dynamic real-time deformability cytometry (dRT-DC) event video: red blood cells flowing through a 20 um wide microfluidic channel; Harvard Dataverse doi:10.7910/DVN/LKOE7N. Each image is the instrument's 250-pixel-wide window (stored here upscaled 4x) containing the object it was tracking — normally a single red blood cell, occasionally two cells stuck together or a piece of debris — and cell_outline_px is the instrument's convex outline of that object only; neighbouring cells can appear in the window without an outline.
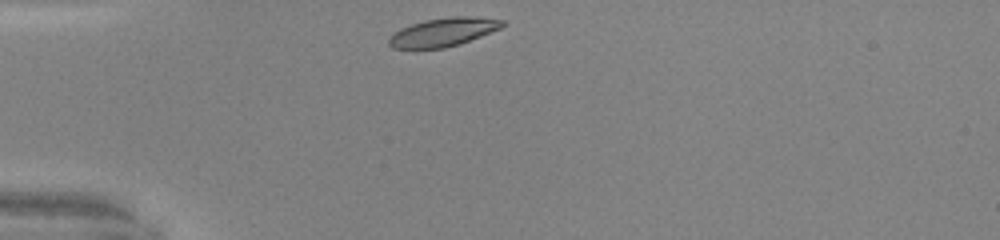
{"species": "common noctule bat (a hibernating species)", "species_latin": "Nyctalus noctula", "temperature_condition": "warm", "stored_images_in_passage": 28, "camera_frame_rate_fps": 3000, "um_per_image_px": 0.085, "animal": {"sex": "male", "body_mass_g": 20.0, "forearm_length_mm": 53.3}, "frame": {"image": 1, "passage_image": 1, "time_ms": 0.0, "image_size_px": [1000, 240], "cell_outline_px": [[504, 24], [500, 28], [460, 44], [444, 48], [392, 48], [388, 44], [388, 40], [396, 32], [412, 24], [424, 20], [452, 16], [468, 16], [504, 20]], "centroid_in_image_um": [37.68, 2.73], "position_along_channel_um": 47.3, "area_um2": 18.44}}
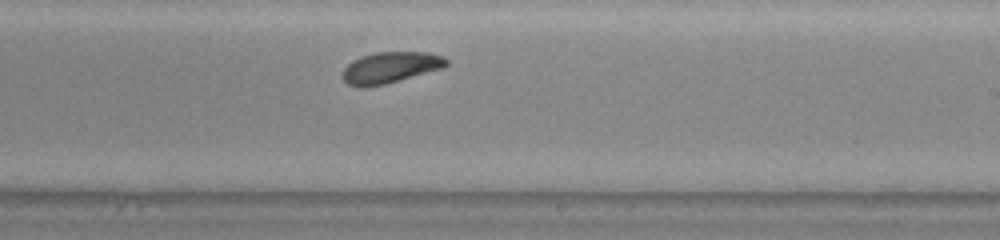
{"frame": {"image": 2, "passage_image": 18, "time_ms": 5.667, "image_size_px": [1000, 240], "cell_outline_px": [[448, 64], [444, 68], [384, 84], [348, 84], [344, 80], [344, 68], [352, 60], [360, 56], [376, 52], [428, 52], [444, 56], [448, 60]], "centroid_in_image_um": [33.27, 5.68], "position_along_channel_um": 255.7, "area_um2": 18.32}}
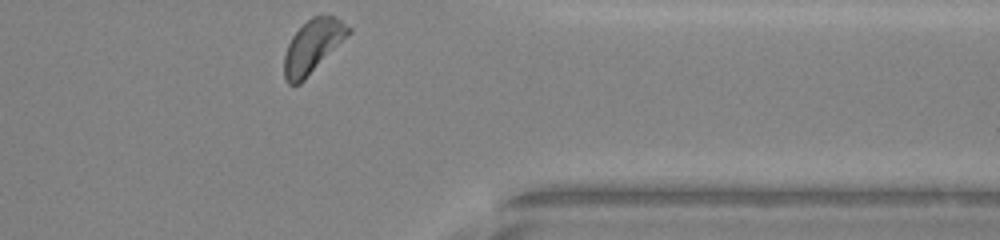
{"frame": {"image": 3, "passage_image": 28, "time_ms": 9.0, "image_size_px": [1000, 240], "cell_outline_px": [[352, 32], [300, 84], [288, 84], [284, 80], [284, 56], [288, 44], [292, 36], [312, 16], [332, 16], [340, 20], [352, 28]], "centroid_in_image_um": [26.58, 3.95], "position_along_channel_um": 384.8, "area_um2": 19.65}, "authors_computed_cell_mechanics": {"area_um2": 19.1029, "velocity_mm_per_s": 4.1283, "shape_relaxation_time_tau1_ms": 2.3691, "shape_relaxation_time_tau2_ms": null, "deformation_change_tau1": 0.1345, "deformation_change_tau2": null}}